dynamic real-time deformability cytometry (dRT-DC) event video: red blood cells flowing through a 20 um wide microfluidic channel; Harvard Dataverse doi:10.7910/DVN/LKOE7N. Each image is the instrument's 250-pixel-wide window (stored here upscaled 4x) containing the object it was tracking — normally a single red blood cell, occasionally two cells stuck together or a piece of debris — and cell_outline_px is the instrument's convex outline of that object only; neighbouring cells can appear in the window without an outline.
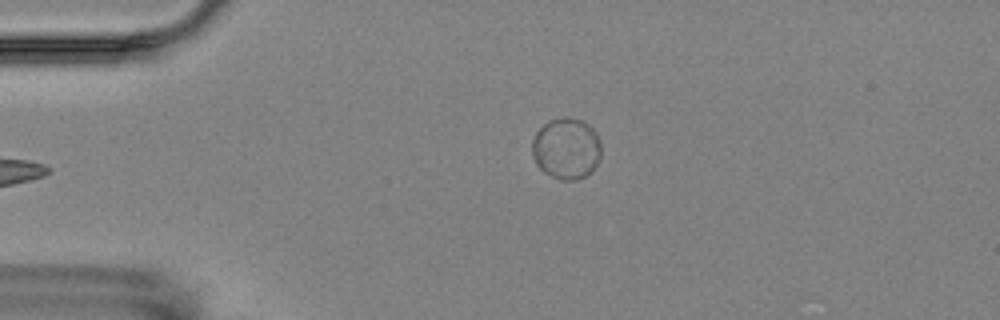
{"species": "Egyptian fruit bat (a non-hibernating species)", "species_latin": "Rousettus aegyptiacus", "temperature_condition": "room temperature", "stored_images_in_passage": 6, "camera_frame_rate_fps": 3000, "um_per_image_px": 0.085, "animal": {"sex": "female"}, "frame": {"image": 1, "passage_image": 6, "time_ms": 6.0, "image_size_px": [1000, 320], "cell_outline_px": [[600, 156], [592, 172], [576, 180], [560, 180], [544, 172], [536, 164], [532, 156], [532, 140], [536, 132], [548, 120], [564, 116], [580, 120], [588, 124], [596, 132], [600, 140]], "centroid_in_image_um": [48.13, 12.62], "position_along_channel_um": 36.9, "area_um2": 24.8}}